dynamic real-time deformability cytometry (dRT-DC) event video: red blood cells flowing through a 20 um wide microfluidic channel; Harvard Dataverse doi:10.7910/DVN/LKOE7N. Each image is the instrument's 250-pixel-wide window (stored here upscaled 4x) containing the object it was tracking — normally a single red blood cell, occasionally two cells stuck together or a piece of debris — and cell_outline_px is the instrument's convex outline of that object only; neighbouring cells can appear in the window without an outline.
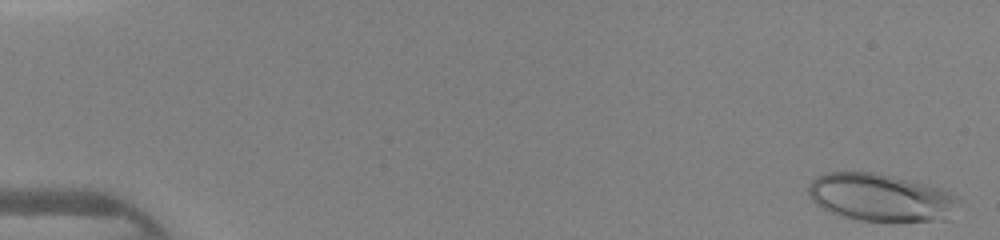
{"species": "human", "species_latin": "Homo sapiens", "temperature_condition": "warm", "stored_images_in_passage": 45, "camera_frame_rate_fps": 3000, "um_per_image_px": 0.085, "donor": {"sex": "female"}, "frame": {"image": 1, "passage_image": 1, "time_ms": 0.0, "image_size_px": [1000, 240], "cell_outline_px": [[956, 200], [948, 220], [860, 220], [844, 216], [832, 212], [816, 204], [812, 200], [808, 192], [808, 188], [812, 180], [816, 176], [828, 172], [876, 172], [928, 184], [952, 192], [956, 196]], "centroid_in_image_um": [74.83, 16.75], "position_along_channel_um": 10.2, "area_um2": 41.04}}
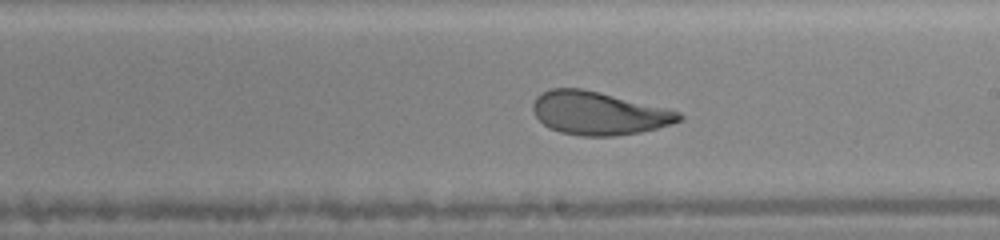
{"frame": {"image": 2, "passage_image": 27, "time_ms": 8.667, "image_size_px": [1000, 240], "cell_outline_px": [[684, 116], [680, 120], [672, 124], [640, 132], [612, 136], [580, 136], [560, 132], [548, 128], [536, 116], [532, 108], [532, 104], [536, 96], [552, 88], [584, 88], [668, 108], [680, 112]], "centroid_in_image_um": [50.89, 9.62], "position_along_channel_um": 238.1, "area_um2": 36.88}}
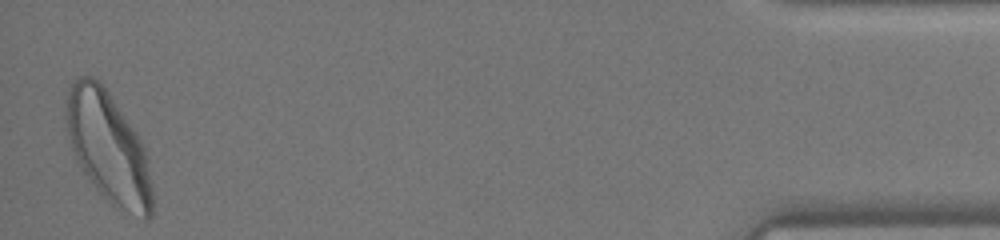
{"frame": {"image": 3, "passage_image": 45, "time_ms": 14.667, "image_size_px": [1000, 240], "cell_outline_px": [[152, 216], [148, 220], [144, 220], [112, 204], [96, 188], [84, 172], [72, 148], [64, 116], [64, 100], [68, 88], [80, 76], [92, 76], [100, 80], [144, 144], [152, 188]], "centroid_in_image_um": [9.19, 12.5], "position_along_channel_um": 426.0, "area_um2": 55.31}}